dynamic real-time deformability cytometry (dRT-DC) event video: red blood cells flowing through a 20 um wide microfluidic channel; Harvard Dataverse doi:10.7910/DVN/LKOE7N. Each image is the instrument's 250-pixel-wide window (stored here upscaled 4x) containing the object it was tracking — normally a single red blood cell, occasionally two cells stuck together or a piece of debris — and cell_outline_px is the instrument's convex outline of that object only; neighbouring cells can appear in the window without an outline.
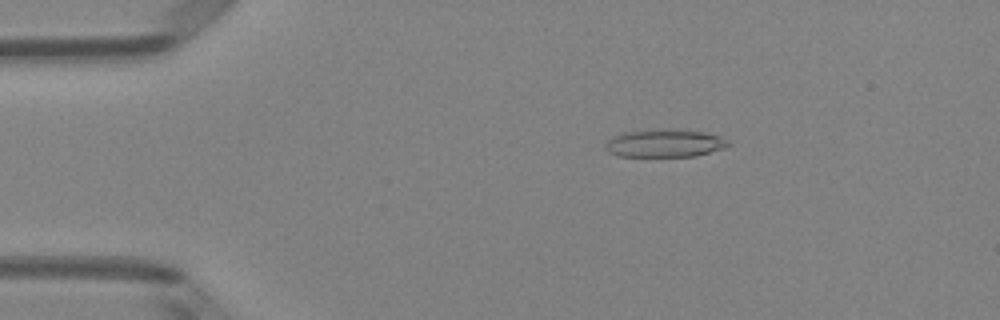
{"species": "Egyptian fruit bat (a non-hibernating species)", "species_latin": "Rousettus aegyptiacus", "temperature_condition": "room temperature", "stored_images_in_passage": 5, "camera_frame_rate_fps": 3000, "um_per_image_px": 0.085, "animal": {"sex": "female"}, "frame": {"image": 1, "passage_image": 3, "time_ms": 0.667, "image_size_px": [1000, 320], "cell_outline_px": [[732, 144], [724, 148], [696, 156], [616, 156], [608, 152], [604, 148], [608, 140], [612, 136], [624, 132], [668, 128], [704, 132], [728, 140]], "centroid_in_image_um": [56.48, 12.17], "position_along_channel_um": 28.5, "area_um2": 20.0}}